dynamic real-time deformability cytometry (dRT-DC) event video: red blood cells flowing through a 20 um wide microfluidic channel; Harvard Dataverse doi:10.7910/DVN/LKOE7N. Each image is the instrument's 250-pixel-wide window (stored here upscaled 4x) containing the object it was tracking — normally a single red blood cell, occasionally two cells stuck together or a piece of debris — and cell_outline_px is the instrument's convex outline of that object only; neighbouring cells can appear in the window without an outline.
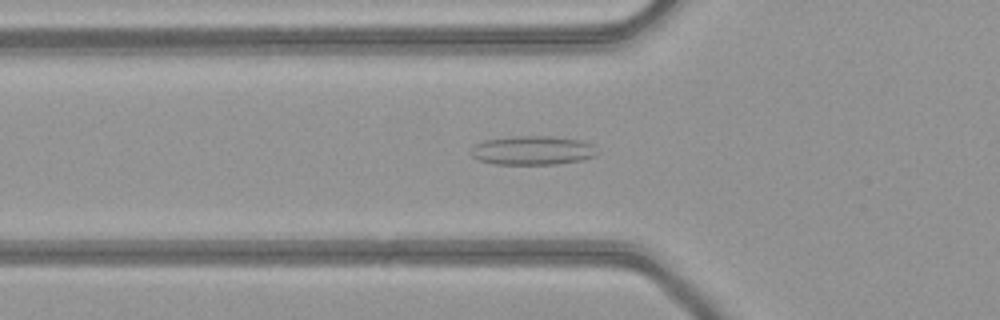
{"species": "common noctule bat (a hibernating species)", "species_latin": "Nyctalus noctula", "temperature_condition": "warm", "stored_images_in_passage": 50, "camera_frame_rate_fps": 3000, "um_per_image_px": 0.085, "animal": {"sex": "female", "body_mass_g": 21.9}, "frame": {"image": 1, "passage_image": 18, "time_ms": 5.667, "image_size_px": [1000, 320], "cell_outline_px": [[600, 152], [596, 156], [584, 160], [556, 164], [496, 164], [480, 160], [472, 156], [472, 148], [476, 144], [484, 140], [520, 136], [552, 136], [580, 140], [592, 144]], "centroid_in_image_um": [45.35, 12.79], "position_along_channel_um": 80.5, "area_um2": 21.33}}
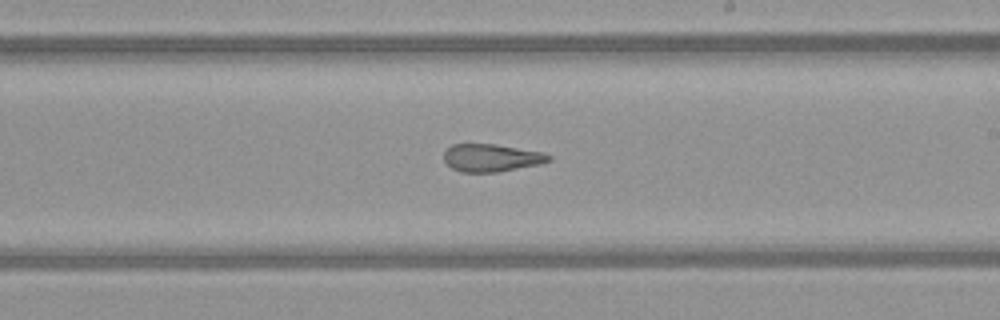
{"frame": {"image": 2, "passage_image": 30, "time_ms": 9.667, "image_size_px": [1000, 320], "cell_outline_px": [[552, 160], [540, 164], [496, 172], [460, 172], [452, 168], [444, 160], [444, 152], [452, 144], [496, 144], [544, 152], [552, 156]], "centroid_in_image_um": [41.79, 13.41], "position_along_channel_um": 247.2, "area_um2": 16.94}}
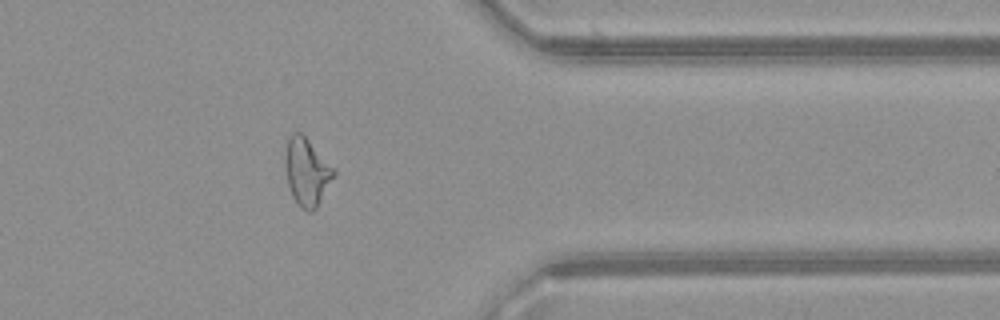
{"frame": {"image": 3, "passage_image": 41, "time_ms": 13.333, "image_size_px": [1000, 320], "cell_outline_px": [[336, 172], [316, 208], [312, 212], [308, 212], [300, 208], [292, 196], [288, 184], [284, 164], [284, 152], [288, 140], [292, 132], [300, 132], [336, 168]], "centroid_in_image_um": [26.06, 14.61], "position_along_channel_um": 385.3, "area_um2": 19.19}, "authors_computed_cell_mechanics": {"area_um2": 19.941, "velocity_mm_per_s": 4.1307, "shape_relaxation_time_tau1_ms": null, "shape_relaxation_time_tau2_ms": 2.0623, "deformation_change_tau1": null, "deformation_change_tau2": 0.1154}}